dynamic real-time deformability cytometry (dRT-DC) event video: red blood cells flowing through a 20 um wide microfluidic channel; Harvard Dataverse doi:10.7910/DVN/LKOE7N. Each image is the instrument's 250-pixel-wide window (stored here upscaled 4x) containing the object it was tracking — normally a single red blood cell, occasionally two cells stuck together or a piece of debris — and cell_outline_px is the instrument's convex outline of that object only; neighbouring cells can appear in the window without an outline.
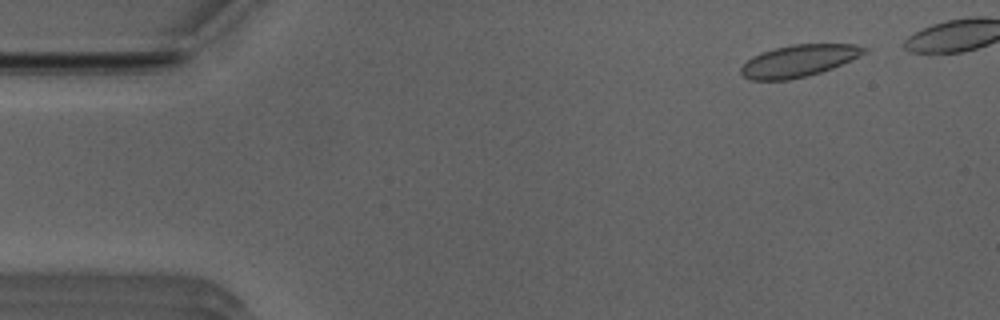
{"species": "Egyptian fruit bat (a non-hibernating species)", "species_latin": "Rousettus aegyptiacus", "temperature_condition": "room temperature", "stored_images_in_passage": 45, "camera_frame_rate_fps": 3000, "um_per_image_px": 0.085, "animal": {"sex": "male"}, "frame": {"image": 1, "passage_image": 5, "time_ms": 1.333, "image_size_px": [1000, 320], "cell_outline_px": [[868, 52], [832, 68], [820, 72], [788, 80], [752, 80], [744, 76], [740, 72], [740, 68], [752, 56], [760, 52], [792, 44], [856, 44], [868, 48]], "centroid_in_image_um": [67.9, 5.16], "position_along_channel_um": 17.1, "area_um2": 22.77}}
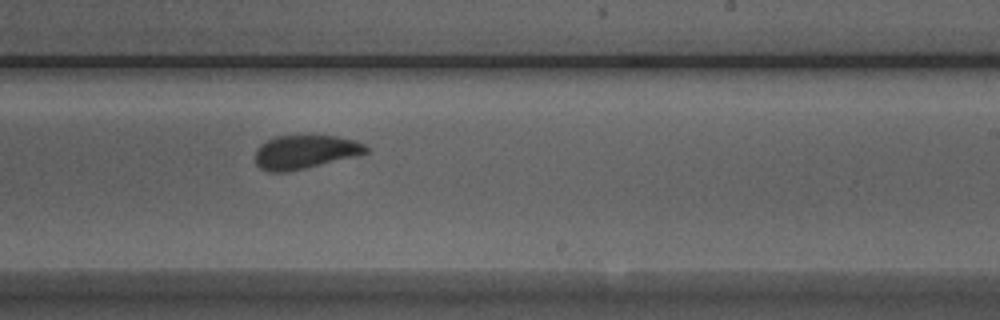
{"frame": {"image": 2, "passage_image": 31, "time_ms": 10.0, "image_size_px": [1000, 320], "cell_outline_px": [[368, 152], [356, 156], [304, 168], [284, 172], [268, 172], [260, 168], [256, 164], [256, 148], [260, 144], [276, 136], [312, 132], [336, 136], [356, 140], [364, 144], [368, 148]], "centroid_in_image_um": [25.93, 12.85], "position_along_channel_um": 263.1, "area_um2": 22.43}}
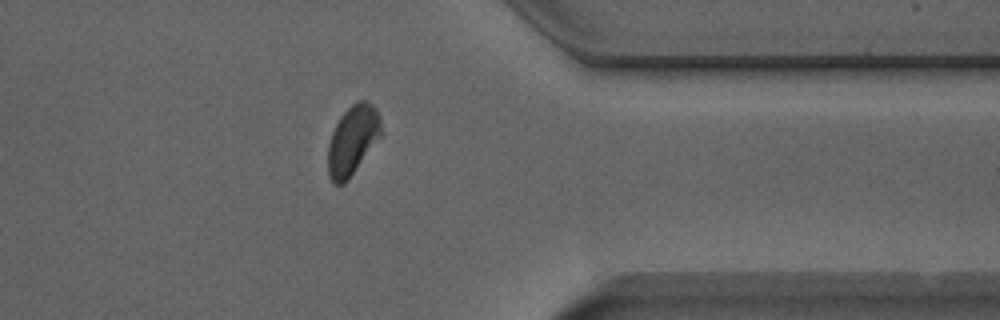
{"frame": {"image": 3, "passage_image": 41, "time_ms": 13.333, "image_size_px": [1000, 320], "cell_outline_px": [[384, 132], [348, 180], [344, 184], [332, 184], [328, 176], [328, 144], [332, 132], [340, 116], [356, 100], [364, 100], [372, 104], [376, 108], [380, 116]], "centroid_in_image_um": [29.99, 11.91], "position_along_channel_um": 381.4, "area_um2": 21.79}, "authors_computed_cell_mechanics": {"area_um2": 22.8888, "velocity_mm_per_s": 3.9296, "shape_relaxation_time_tau1_ms": 3.8449, "shape_relaxation_time_tau2_ms": 0.733, "deformation_change_tau1": 0.0961, "deformation_change_tau2": 0.0389}}